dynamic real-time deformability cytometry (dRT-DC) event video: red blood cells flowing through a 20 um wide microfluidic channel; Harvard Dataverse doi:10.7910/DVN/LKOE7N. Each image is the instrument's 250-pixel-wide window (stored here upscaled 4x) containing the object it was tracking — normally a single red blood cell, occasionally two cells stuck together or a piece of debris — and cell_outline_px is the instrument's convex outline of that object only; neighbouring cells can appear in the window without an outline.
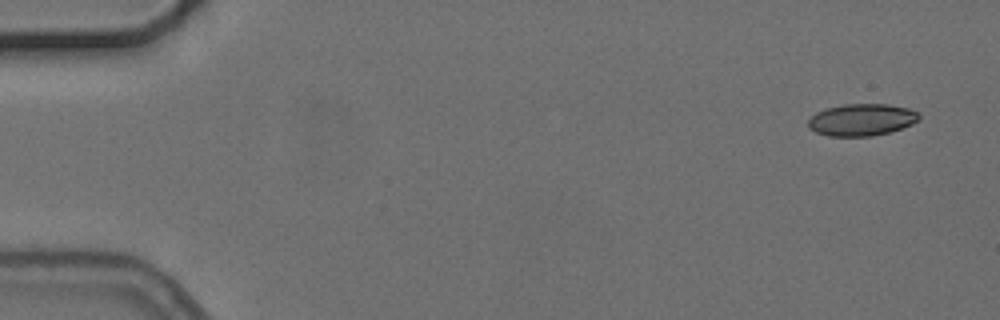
{"species": "common noctule bat (a hibernating species)", "species_latin": "Nyctalus noctula", "temperature_condition": "cold", "stored_images_in_passage": 5, "camera_frame_rate_fps": 3000, "um_per_image_px": 0.085, "animal": {"sex": "female", "body_mass_g": 24.6, "forearm_length_mm": 56.2}, "frame": {"image": 1, "passage_image": 1, "time_ms": 0.0, "image_size_px": [1000, 320], "cell_outline_px": [[920, 120], [912, 124], [888, 132], [872, 136], [828, 136], [816, 132], [808, 128], [808, 120], [816, 112], [828, 108], [844, 104], [888, 104], [908, 108], [916, 112], [920, 116]], "centroid_in_image_um": [73.23, 10.18], "position_along_channel_um": 11.8, "area_um2": 20.58}}
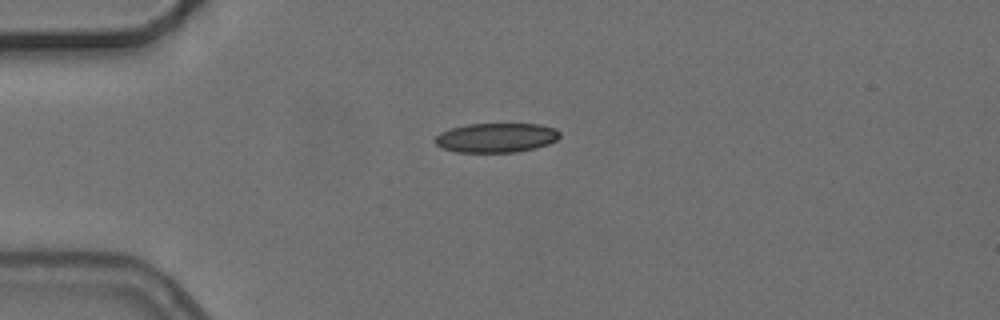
{"frame": {"image": 2, "passage_image": 4, "time_ms": 3.667, "image_size_px": [1000, 320], "cell_outline_px": [[560, 136], [556, 140], [548, 144], [516, 152], [456, 152], [440, 148], [432, 140], [440, 132], [452, 128], [468, 124], [540, 124], [556, 128], [560, 132]], "centroid_in_image_um": [42.15, 11.7], "position_along_channel_um": 42.8, "area_um2": 21.44}}